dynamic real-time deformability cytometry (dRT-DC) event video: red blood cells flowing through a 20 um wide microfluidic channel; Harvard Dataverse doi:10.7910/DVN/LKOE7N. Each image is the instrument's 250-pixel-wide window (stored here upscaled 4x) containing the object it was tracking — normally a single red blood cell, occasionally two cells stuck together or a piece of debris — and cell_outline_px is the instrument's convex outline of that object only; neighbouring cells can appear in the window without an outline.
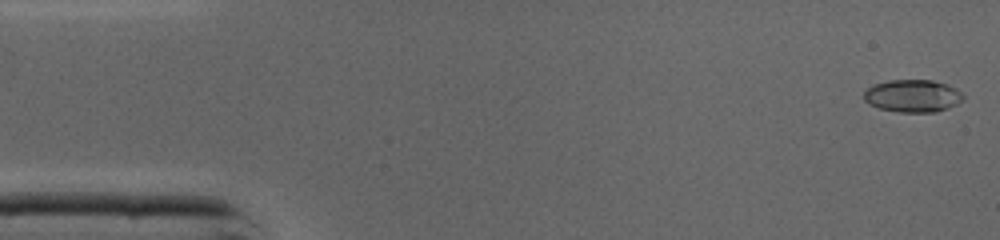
{"species": "common noctule bat (a hibernating species)", "species_latin": "Nyctalus noctula", "temperature_condition": "cold", "stored_images_in_passage": 36, "camera_frame_rate_fps": 3000, "um_per_image_px": 0.085, "animal": {"sex": "male", "body_mass_g": 19.0, "forearm_length_mm": 50.8}, "frame": {"image": 1, "passage_image": 1, "time_ms": 0.0, "image_size_px": [1000, 240], "cell_outline_px": [[964, 100], [948, 108], [936, 112], [900, 112], [880, 108], [868, 104], [864, 100], [864, 92], [872, 84], [888, 80], [932, 80], [948, 84], [956, 88], [964, 96]], "centroid_in_image_um": [77.58, 8.14], "position_along_channel_um": 7.4, "area_um2": 18.96}}